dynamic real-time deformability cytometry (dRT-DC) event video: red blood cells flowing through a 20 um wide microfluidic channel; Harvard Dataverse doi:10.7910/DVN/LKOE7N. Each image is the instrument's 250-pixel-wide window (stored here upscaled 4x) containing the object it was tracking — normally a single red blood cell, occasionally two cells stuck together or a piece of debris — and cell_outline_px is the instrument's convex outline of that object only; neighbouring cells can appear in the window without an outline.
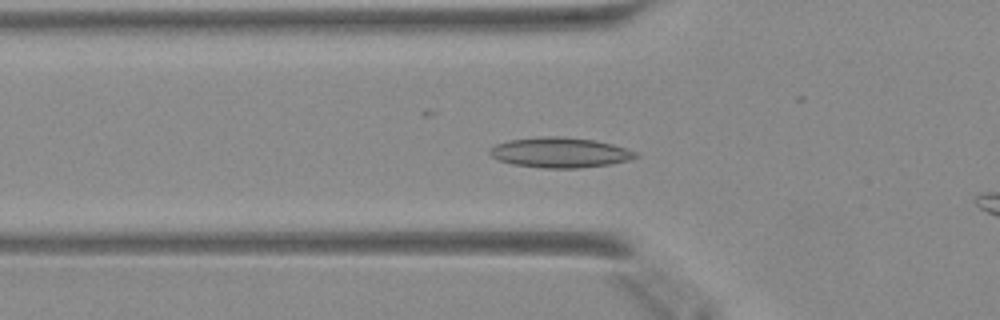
{"species": "Egyptian fruit bat (a non-hibernating species)", "species_latin": "Rousettus aegyptiacus", "temperature_condition": "warm", "stored_images_in_passage": 36, "camera_frame_rate_fps": 3000, "um_per_image_px": 0.085, "animal": {"sex": "female"}, "frame": {"image": 1, "passage_image": 11, "time_ms": 3.333, "image_size_px": [1000, 320], "cell_outline_px": [[640, 156], [632, 160], [608, 164], [580, 168], [544, 168], [512, 164], [500, 160], [492, 156], [488, 152], [496, 144], [508, 140], [552, 136], [556, 136], [592, 140], [612, 144], [636, 152]], "centroid_in_image_um": [47.62, 12.98], "position_along_channel_um": 78.2, "area_um2": 25.32}}
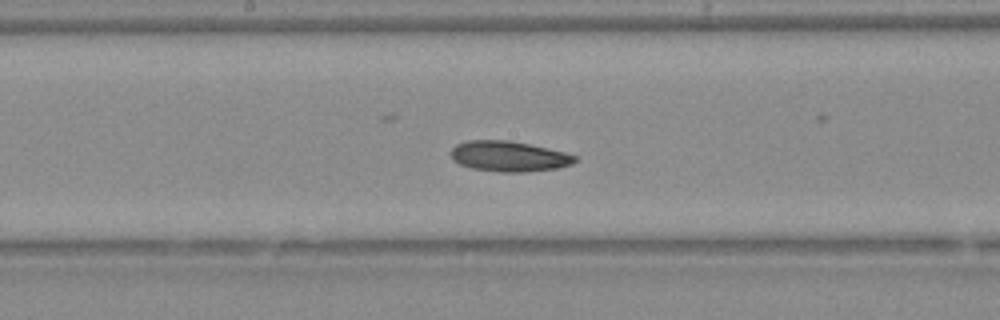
{"frame": {"image": 2, "passage_image": 20, "time_ms": 6.333, "image_size_px": [1000, 320], "cell_outline_px": [[576, 160], [572, 164], [560, 168], [524, 172], [500, 172], [472, 168], [460, 164], [452, 160], [452, 148], [456, 144], [468, 140], [508, 140], [528, 144], [564, 152], [576, 156]], "centroid_in_image_um": [43.25, 13.29], "position_along_channel_um": 205.0, "area_um2": 21.91}}
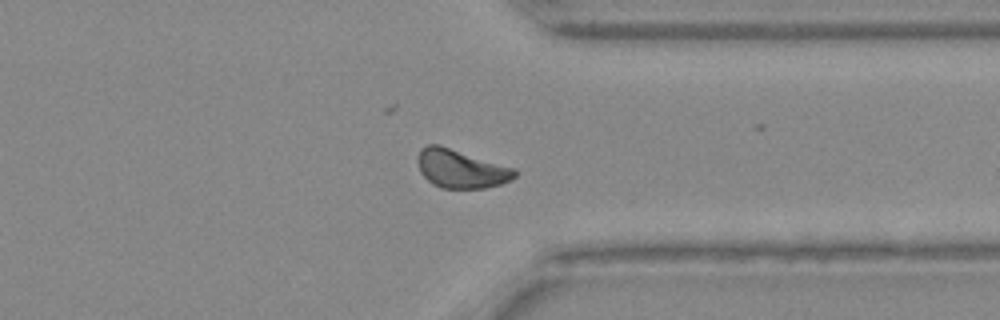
{"frame": {"image": 3, "passage_image": 32, "time_ms": 10.333, "image_size_px": [1000, 320], "cell_outline_px": [[520, 172], [512, 180], [500, 184], [484, 188], [440, 188], [432, 184], [420, 172], [416, 160], [420, 148], [428, 144], [436, 144], [516, 168]], "centroid_in_image_um": [39.19, 14.35], "position_along_channel_um": 372.2, "area_um2": 21.91}}